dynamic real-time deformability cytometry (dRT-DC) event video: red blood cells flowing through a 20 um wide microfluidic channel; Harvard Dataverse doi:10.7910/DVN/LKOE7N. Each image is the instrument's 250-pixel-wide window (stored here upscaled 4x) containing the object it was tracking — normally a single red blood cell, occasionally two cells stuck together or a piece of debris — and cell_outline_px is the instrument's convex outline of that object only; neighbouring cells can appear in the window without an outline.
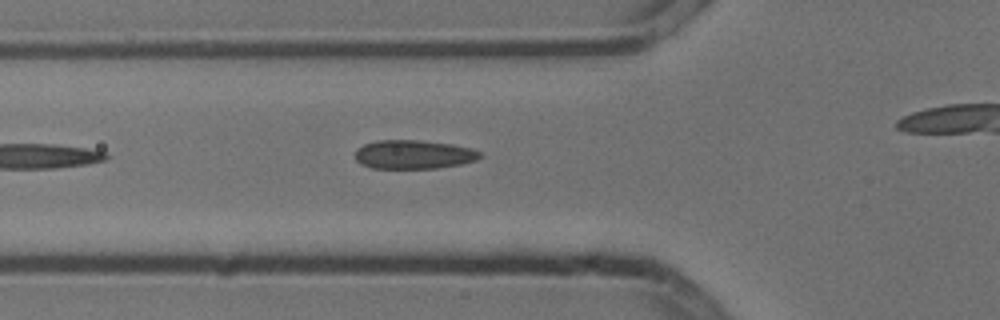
{"species": "common noctule bat (a hibernating species)", "species_latin": "Nyctalus noctula", "temperature_condition": "cold", "stored_images_in_passage": 5, "camera_frame_rate_fps": 3000, "um_per_image_px": 0.085, "animal": {"sex": "male", "body_mass_g": 13.3}, "frame": {"image": 1, "passage_image": 4, "time_ms": 1.0, "image_size_px": [1000, 320], "cell_outline_px": [[484, 156], [476, 160], [460, 164], [436, 168], [372, 168], [360, 164], [356, 160], [356, 148], [364, 144], [376, 140], [416, 140], [452, 144], [472, 148], [480, 152]], "centroid_in_image_um": [35.16, 13.13], "position_along_channel_um": 90.6, "area_um2": 21.04}}